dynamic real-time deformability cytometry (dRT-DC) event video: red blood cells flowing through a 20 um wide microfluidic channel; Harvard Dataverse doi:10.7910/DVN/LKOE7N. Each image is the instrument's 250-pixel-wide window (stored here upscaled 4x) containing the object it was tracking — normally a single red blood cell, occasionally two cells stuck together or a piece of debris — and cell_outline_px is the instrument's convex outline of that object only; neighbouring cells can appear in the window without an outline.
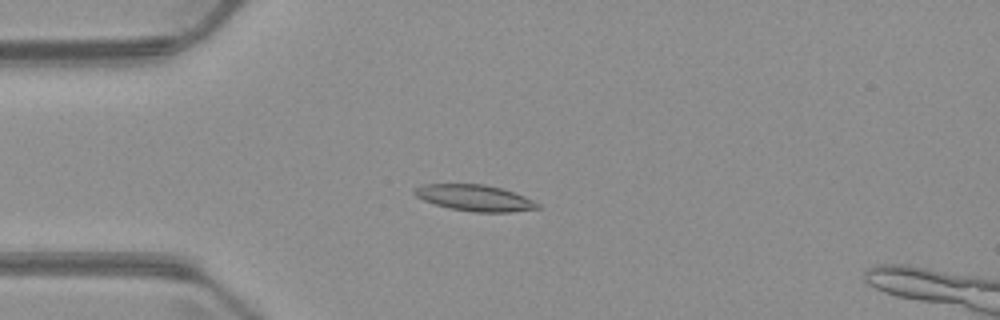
{"species": "common noctule bat (a hibernating species)", "species_latin": "Nyctalus noctula", "temperature_condition": "warm", "stored_images_in_passage": 5, "camera_frame_rate_fps": 3000, "um_per_image_px": 0.085, "animal": {"sex": "male", "body_mass_g": 23.1, "forearm_length_mm": 52.7}, "frame": {"image": 1, "passage_image": 4, "time_ms": 3.667, "image_size_px": [1000, 320], "cell_outline_px": [[544, 208], [508, 212], [472, 212], [452, 208], [436, 204], [424, 200], [416, 196], [412, 192], [412, 188], [424, 184], [484, 184], [500, 188], [524, 196], [540, 204]], "centroid_in_image_um": [40.35, 16.82], "position_along_channel_um": 44.6, "area_um2": 18.73}}